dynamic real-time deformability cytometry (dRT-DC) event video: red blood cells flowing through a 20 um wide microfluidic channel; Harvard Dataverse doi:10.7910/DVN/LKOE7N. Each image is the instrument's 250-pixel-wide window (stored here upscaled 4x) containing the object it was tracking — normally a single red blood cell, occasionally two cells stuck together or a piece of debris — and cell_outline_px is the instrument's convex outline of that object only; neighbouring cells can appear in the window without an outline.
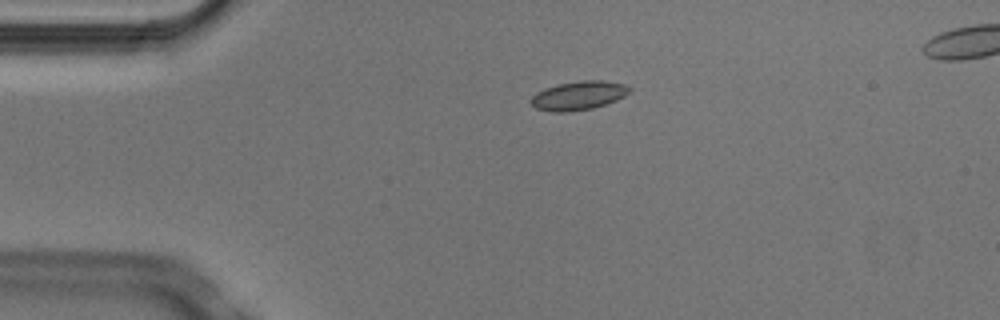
{"species": "Egyptian fruit bat (a non-hibernating species)", "species_latin": "Rousettus aegyptiacus", "temperature_condition": "cold", "stored_images_in_passage": 4, "camera_frame_rate_fps": 3000, "um_per_image_px": 0.085, "animal": {"sex": "male"}, "frame": {"image": 1, "passage_image": 3, "time_ms": 0.667, "image_size_px": [1000, 320], "cell_outline_px": [[632, 88], [624, 96], [616, 100], [592, 108], [568, 112], [552, 112], [536, 108], [528, 100], [536, 92], [544, 88], [556, 84], [580, 80], [600, 80], [624, 84]], "centroid_in_image_um": [49.13, 8.11], "position_along_channel_um": 35.9, "area_um2": 16.59}}